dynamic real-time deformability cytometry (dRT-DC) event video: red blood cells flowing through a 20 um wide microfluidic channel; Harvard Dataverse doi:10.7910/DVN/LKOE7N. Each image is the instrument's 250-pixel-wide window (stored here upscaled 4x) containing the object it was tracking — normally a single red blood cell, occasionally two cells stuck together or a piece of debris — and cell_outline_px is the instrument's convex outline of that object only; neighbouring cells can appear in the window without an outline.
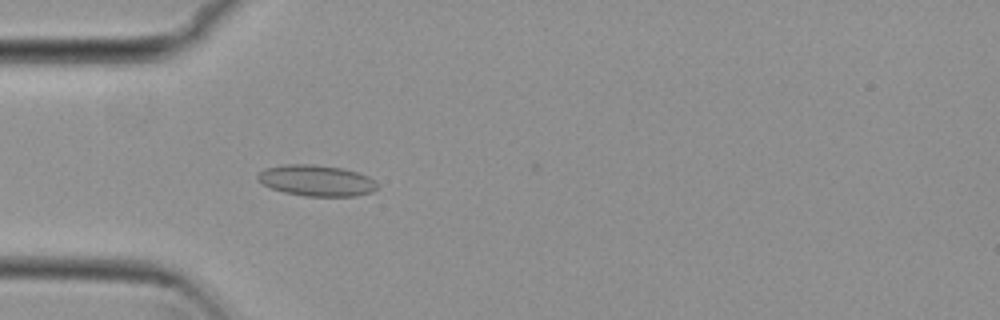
{"species": "common noctule bat (a hibernating species)", "species_latin": "Nyctalus noctula", "temperature_condition": "cold", "stored_images_in_passage": 17, "camera_frame_rate_fps": 3000, "um_per_image_px": 0.085, "animal": {"sex": "female", "body_mass_g": 29.2, "forearm_length_mm": 56.3}, "frame": {"image": 1, "passage_image": 16, "time_ms": 5.0, "image_size_px": [1000, 320], "cell_outline_px": [[376, 188], [372, 192], [356, 196], [304, 196], [284, 192], [272, 188], [256, 180], [256, 176], [264, 168], [284, 164], [312, 164], [340, 168], [356, 172], [368, 176], [376, 180]], "centroid_in_image_um": [26.88, 15.34], "position_along_channel_um": 58.1, "area_um2": 21.62}}